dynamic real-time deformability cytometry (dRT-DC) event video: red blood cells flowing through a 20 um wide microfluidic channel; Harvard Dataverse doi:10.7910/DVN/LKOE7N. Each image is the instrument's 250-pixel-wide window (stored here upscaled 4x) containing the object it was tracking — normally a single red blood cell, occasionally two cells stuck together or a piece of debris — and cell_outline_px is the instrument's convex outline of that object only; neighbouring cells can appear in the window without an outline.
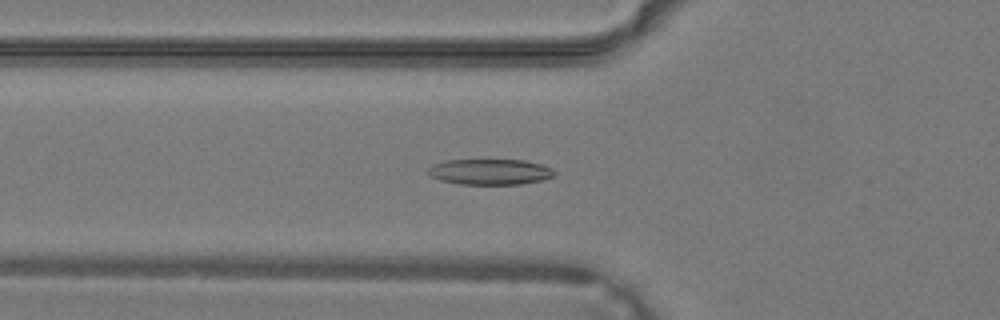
{"species": "common noctule bat (a hibernating species)", "species_latin": "Nyctalus noctula", "temperature_condition": "warm", "stored_images_in_passage": 40, "camera_frame_rate_fps": 3000, "um_per_image_px": 0.085, "animal": {"sex": "male", "body_mass_g": 19.2, "forearm_length_mm": 51.8}, "frame": {"image": 1, "passage_image": 15, "time_ms": 4.667, "image_size_px": [1000, 320], "cell_outline_px": [[556, 172], [552, 176], [540, 180], [520, 184], [460, 184], [440, 180], [428, 176], [424, 172], [432, 164], [444, 160], [524, 160], [540, 164], [552, 168]], "centroid_in_image_um": [41.56, 14.6], "position_along_channel_um": 84.2, "area_um2": 19.02}}
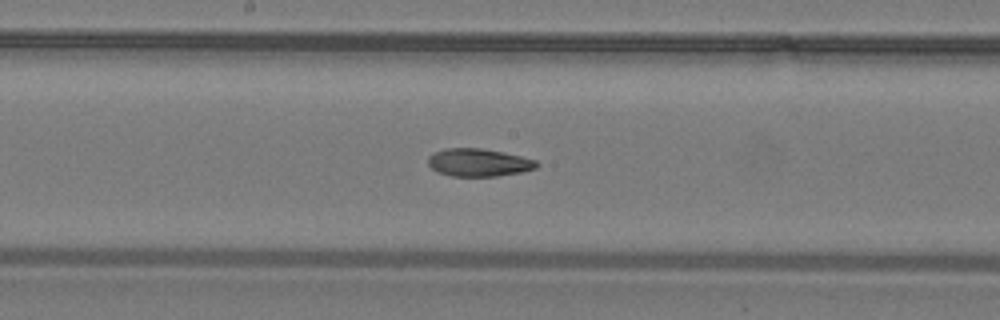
{"frame": {"image": 2, "passage_image": 22, "time_ms": 7.0, "image_size_px": [1000, 320], "cell_outline_px": [[540, 164], [536, 168], [520, 172], [496, 176], [452, 176], [436, 172], [428, 164], [428, 156], [432, 152], [444, 148], [480, 148], [504, 152], [536, 160]], "centroid_in_image_um": [40.65, 13.8], "position_along_channel_um": 207.6, "area_um2": 17.69}}
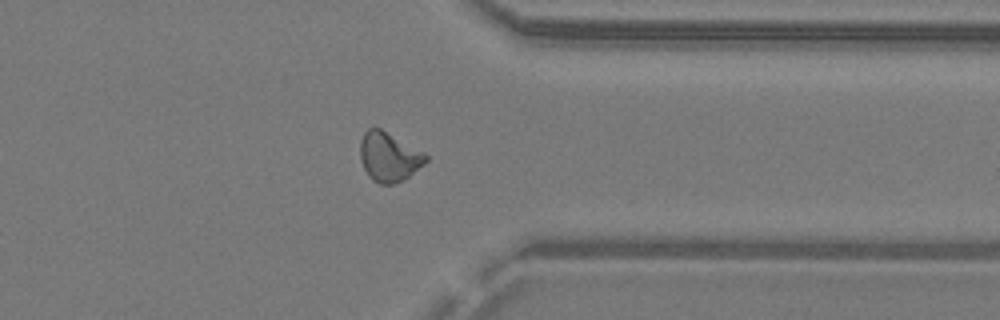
{"frame": {"image": 3, "passage_image": 32, "time_ms": 10.333, "image_size_px": [1000, 320], "cell_outline_px": [[428, 160], [424, 164], [408, 176], [392, 184], [380, 184], [372, 180], [368, 176], [360, 160], [360, 140], [364, 132], [368, 128], [380, 128], [424, 152], [428, 156]], "centroid_in_image_um": [33.03, 13.32], "position_along_channel_um": 378.4, "area_um2": 18.73}}